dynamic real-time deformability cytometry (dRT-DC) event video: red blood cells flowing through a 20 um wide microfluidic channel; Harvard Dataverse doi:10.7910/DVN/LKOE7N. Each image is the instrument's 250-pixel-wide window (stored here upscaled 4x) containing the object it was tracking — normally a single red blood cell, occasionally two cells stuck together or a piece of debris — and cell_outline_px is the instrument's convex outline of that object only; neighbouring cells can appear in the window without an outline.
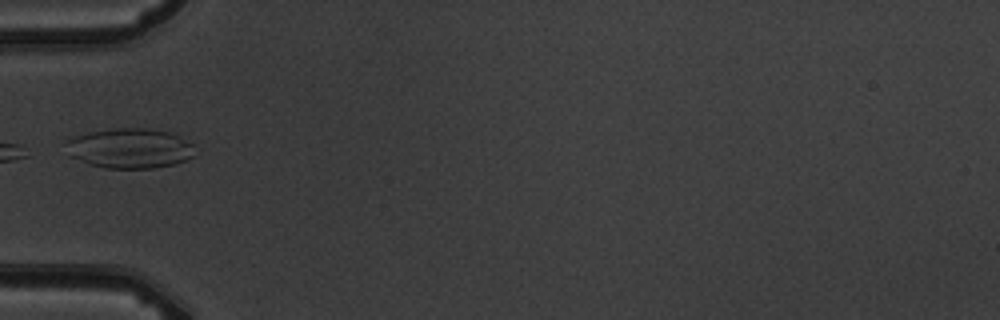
{"species": "common noctule bat (a hibernating species)", "species_latin": "Nyctalus noctula", "temperature_condition": "warm", "stored_images_in_passage": 4, "camera_frame_rate_fps": 3000, "um_per_image_px": 0.085, "animal": {"sex": "male", "body_mass_g": 19.5, "forearm_length_mm": 54.6}, "frame": {"image": 1, "passage_image": 3, "time_ms": 2.333, "image_size_px": [1000, 320], "cell_outline_px": [[196, 156], [172, 164], [152, 168], [104, 168], [88, 164], [68, 156], [64, 140], [88, 132], [116, 128], [144, 128], [168, 132], [192, 144]], "centroid_in_image_um": [10.96, 12.61], "position_along_channel_um": 74.0, "area_um2": 30.0}}
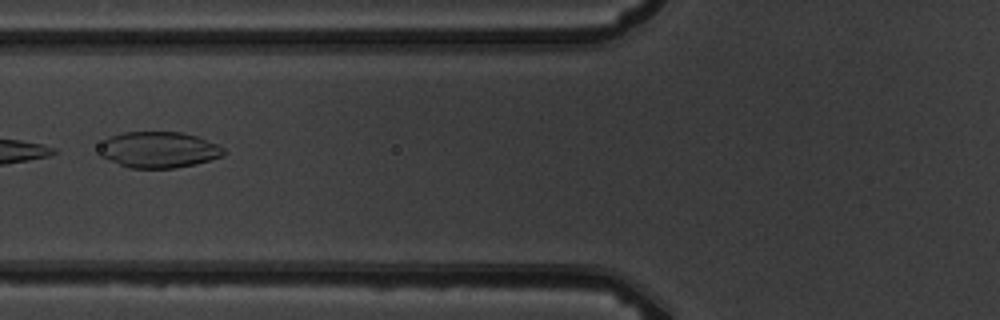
{"frame": {"image": 2, "passage_image": 4, "time_ms": 3.333, "image_size_px": [1000, 320], "cell_outline_px": [[224, 156], [196, 164], [176, 168], [132, 168], [108, 160], [100, 156], [100, 144], [104, 140], [112, 136], [124, 132], [180, 132], [196, 136], [216, 144], [224, 148]], "centroid_in_image_um": [13.49, 12.73], "position_along_channel_um": 112.3, "area_um2": 26.07}}